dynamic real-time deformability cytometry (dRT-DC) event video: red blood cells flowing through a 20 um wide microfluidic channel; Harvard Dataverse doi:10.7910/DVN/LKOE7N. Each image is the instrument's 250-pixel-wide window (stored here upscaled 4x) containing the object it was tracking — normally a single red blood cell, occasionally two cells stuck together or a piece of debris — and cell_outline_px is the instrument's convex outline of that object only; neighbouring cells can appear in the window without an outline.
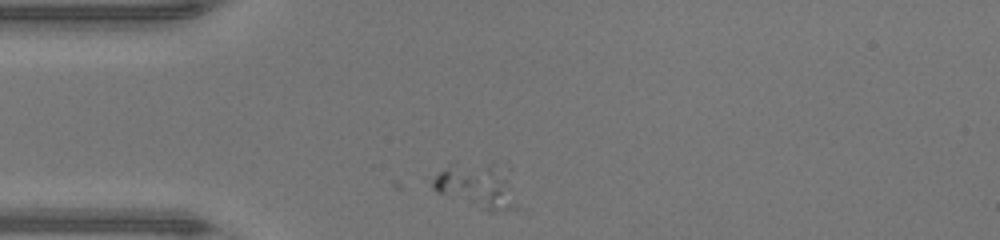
{"species": "human", "species_latin": "Homo sapiens", "temperature_condition": "warm", "stored_images_in_passage": 7, "camera_frame_rate_fps": 3000, "um_per_image_px": 0.085, "donor": {"sex": "male"}, "frame": {"image": 1, "passage_image": 1, "time_ms": 0.0, "image_size_px": [1000, 240], "cell_outline_px": [[516, 208], [492, 212], [488, 212], [436, 192], [432, 188], [432, 180], [440, 172], [488, 164], [492, 164], [504, 180]], "centroid_in_image_um": [40.42, 15.95], "position_along_channel_um": 44.6, "area_um2": 19.02}}